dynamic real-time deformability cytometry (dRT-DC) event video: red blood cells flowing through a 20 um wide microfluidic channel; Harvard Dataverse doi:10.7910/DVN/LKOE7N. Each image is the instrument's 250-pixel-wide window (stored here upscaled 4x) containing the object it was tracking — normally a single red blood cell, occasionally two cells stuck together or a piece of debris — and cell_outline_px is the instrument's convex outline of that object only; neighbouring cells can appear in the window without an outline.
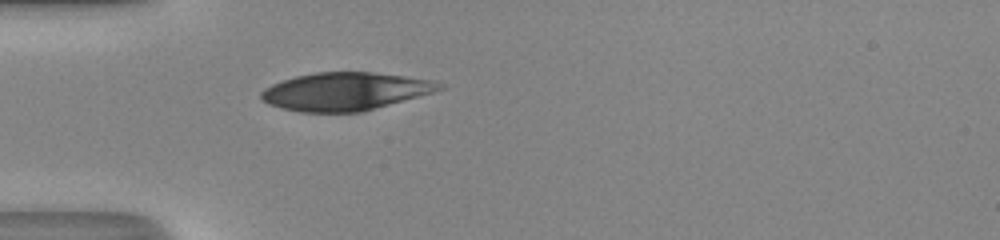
{"species": "human", "species_latin": "Homo sapiens", "temperature_condition": "room temperature", "stored_images_in_passage": 35, "camera_frame_rate_fps": 3000, "um_per_image_px": 0.085, "donor": {"sex": "male"}, "frame": {"image": 1, "passage_image": 1, "time_ms": 0.0, "image_size_px": [1000, 240], "cell_outline_px": [[448, 84], [444, 88], [432, 92], [360, 112], [300, 112], [268, 104], [260, 100], [260, 92], [264, 88], [272, 84], [296, 76], [316, 72], [372, 72], [436, 80]], "centroid_in_image_um": [29.34, 7.76], "position_along_channel_um": 55.7, "area_um2": 39.25}}
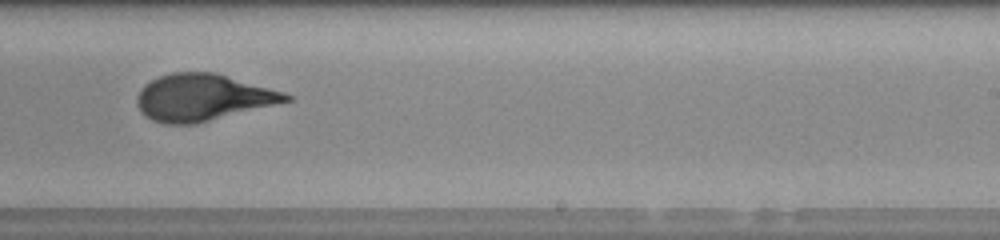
{"frame": {"image": 2, "passage_image": 17, "time_ms": 5.333, "image_size_px": [1000, 240], "cell_outline_px": [[292, 100], [196, 124], [164, 124], [152, 120], [144, 116], [140, 112], [136, 104], [136, 96], [140, 88], [144, 84], [160, 76], [172, 72], [216, 72], [284, 92], [292, 96]], "centroid_in_image_um": [17.19, 8.29], "position_along_channel_um": 271.8, "area_um2": 40.75}}
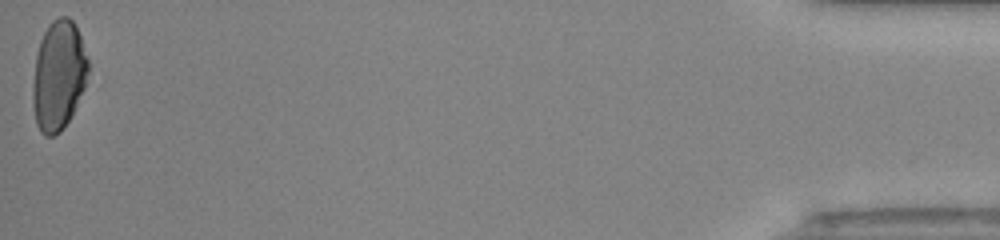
{"frame": {"image": 3, "passage_image": 35, "time_ms": 11.333, "image_size_px": [1000, 240], "cell_outline_px": [[92, 80], [68, 120], [60, 132], [52, 136], [44, 136], [40, 132], [36, 124], [32, 104], [32, 84], [36, 56], [40, 40], [48, 24], [52, 20], [60, 16], [68, 16], [76, 24], [88, 60]], "centroid_in_image_um": [5.01, 6.42], "position_along_channel_um": 430.2, "area_um2": 36.41}, "authors_computed_cell_mechanics": {"area_um2": 40.2866, "velocity_mm_per_s": 4.2231, "shape_relaxation_time_tau1_ms": 4.5959, "shape_relaxation_time_tau2_ms": 0.7347, "deformation_change_tau1": 0.1995, "deformation_change_tau2": 0.05}}